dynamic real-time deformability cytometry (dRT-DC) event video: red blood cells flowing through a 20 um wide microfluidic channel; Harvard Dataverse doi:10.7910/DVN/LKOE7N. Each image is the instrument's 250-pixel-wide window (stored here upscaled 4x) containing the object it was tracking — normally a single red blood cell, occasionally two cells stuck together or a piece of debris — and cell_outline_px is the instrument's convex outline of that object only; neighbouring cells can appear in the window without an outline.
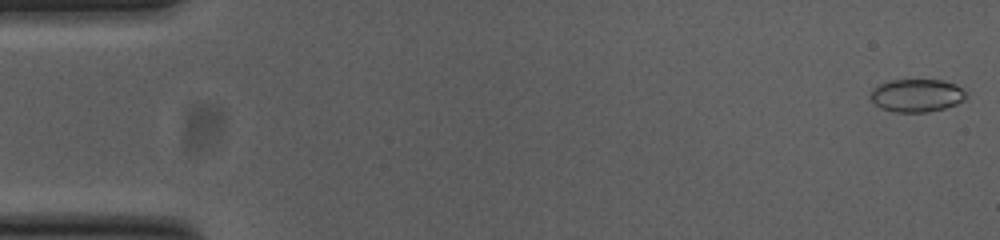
{"species": "common noctule bat (a hibernating species)", "species_latin": "Nyctalus noctula", "temperature_condition": "cold", "stored_images_in_passage": 53, "camera_frame_rate_fps": 3000, "um_per_image_px": 0.085, "animal": {"sex": "female", "body_mass_g": 23.0, "forearm_length_mm": 53.4}, "frame": {"image": 1, "passage_image": 1, "time_ms": 0.0, "image_size_px": [1000, 240], "cell_outline_px": [[968, 96], [964, 100], [956, 104], [944, 108], [928, 112], [896, 112], [880, 108], [868, 96], [872, 88], [888, 80], [940, 80], [956, 84]], "centroid_in_image_um": [77.89, 8.11], "position_along_channel_um": 7.1, "area_um2": 18.38}}
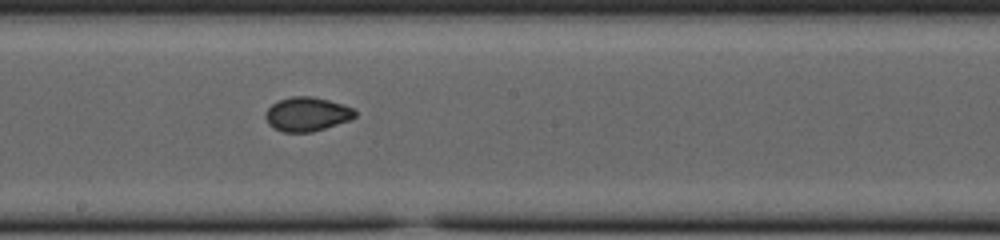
{"frame": {"image": 2, "passage_image": 29, "time_ms": 9.333, "image_size_px": [1000, 240], "cell_outline_px": [[356, 116], [348, 120], [312, 132], [284, 132], [272, 128], [268, 124], [264, 116], [264, 112], [272, 104], [280, 100], [292, 96], [312, 96], [328, 100], [352, 108], [356, 112]], "centroid_in_image_um": [26.03, 9.71], "position_along_channel_um": 222.2, "area_um2": 17.63}}
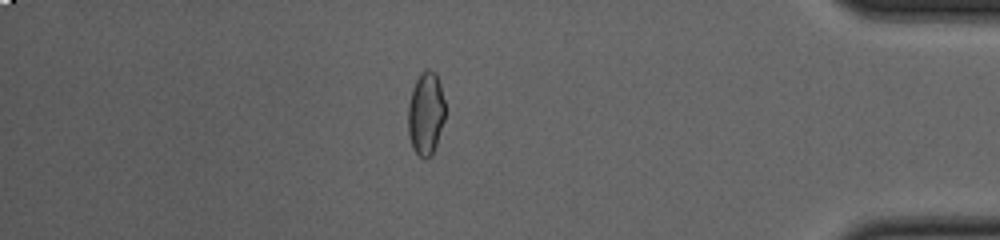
{"frame": {"image": 3, "passage_image": 46, "time_ms": 15.0, "image_size_px": [1000, 240], "cell_outline_px": [[444, 120], [432, 156], [424, 160], [412, 148], [408, 136], [408, 104], [412, 88], [416, 80], [428, 68], [436, 72], [440, 84], [444, 100]], "centroid_in_image_um": [36.18, 9.68], "position_along_channel_um": 399.0, "area_um2": 17.98}, "authors_computed_cell_mechanics": {"area_um2": 18.1492, "velocity_mm_per_s": 3.8172, "shape_relaxation_time_tau1_ms": 4.7989, "shape_relaxation_time_tau2_ms": 1.1449, "deformation_change_tau1": 0.1179, "deformation_change_tau2": 0.0333}}